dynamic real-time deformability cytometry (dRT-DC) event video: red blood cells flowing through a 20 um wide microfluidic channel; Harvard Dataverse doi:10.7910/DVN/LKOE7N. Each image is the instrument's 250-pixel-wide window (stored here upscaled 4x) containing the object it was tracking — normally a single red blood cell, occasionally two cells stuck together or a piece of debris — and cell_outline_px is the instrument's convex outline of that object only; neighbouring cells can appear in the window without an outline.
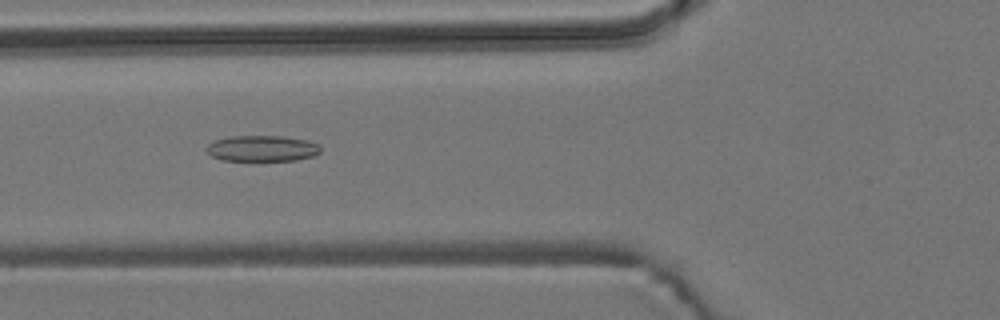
{"species": "common noctule bat (a hibernating species)", "species_latin": "Nyctalus noctula", "temperature_condition": "room temperature", "stored_images_in_passage": 54, "camera_frame_rate_fps": 3000, "um_per_image_px": 0.085, "animal": {"sex": "male", "body_mass_g": 19.2, "forearm_length_mm": 51.8}, "frame": {"image": 1, "passage_image": 21, "time_ms": 6.667, "image_size_px": [1000, 320], "cell_outline_px": [[320, 152], [312, 156], [296, 160], [224, 160], [212, 156], [204, 148], [208, 144], [216, 140], [228, 136], [284, 136], [308, 140], [320, 144]], "centroid_in_image_um": [22.29, 12.6], "position_along_channel_um": 103.5, "area_um2": 17.22}}
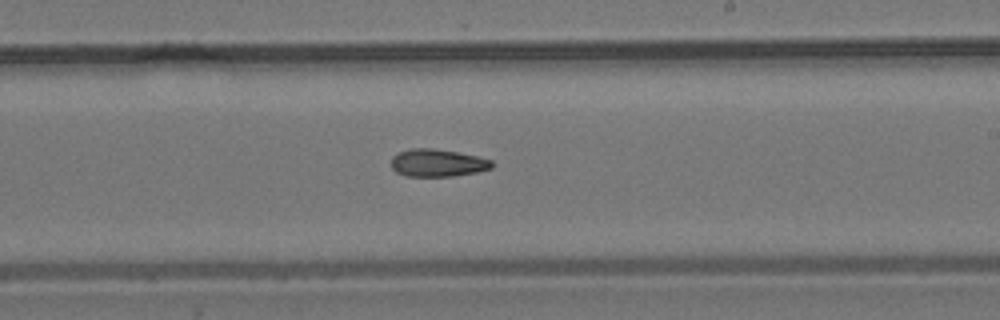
{"frame": {"image": 2, "passage_image": 33, "time_ms": 10.667, "image_size_px": [1000, 320], "cell_outline_px": [[496, 164], [492, 168], [476, 172], [452, 176], [408, 176], [396, 172], [392, 168], [392, 156], [408, 148], [432, 148], [456, 152], [476, 156], [492, 160]], "centroid_in_image_um": [37.2, 13.84], "position_along_channel_um": 251.8, "area_um2": 16.13}}
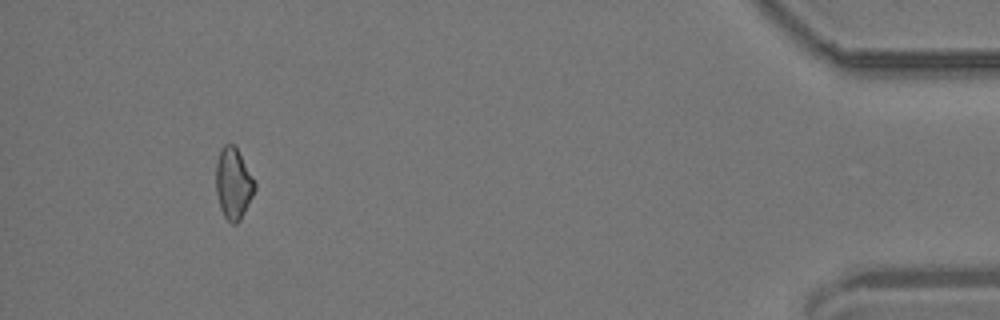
{"frame": {"image": 3, "passage_image": 52, "time_ms": 17.0, "image_size_px": [1000, 320], "cell_outline_px": [[256, 188], [240, 220], [236, 224], [232, 224], [224, 216], [220, 208], [216, 192], [216, 164], [220, 148], [224, 144], [232, 144], [236, 148], [256, 184]], "centroid_in_image_um": [19.81, 15.61], "position_along_channel_um": 415.4, "area_um2": 15.84}}